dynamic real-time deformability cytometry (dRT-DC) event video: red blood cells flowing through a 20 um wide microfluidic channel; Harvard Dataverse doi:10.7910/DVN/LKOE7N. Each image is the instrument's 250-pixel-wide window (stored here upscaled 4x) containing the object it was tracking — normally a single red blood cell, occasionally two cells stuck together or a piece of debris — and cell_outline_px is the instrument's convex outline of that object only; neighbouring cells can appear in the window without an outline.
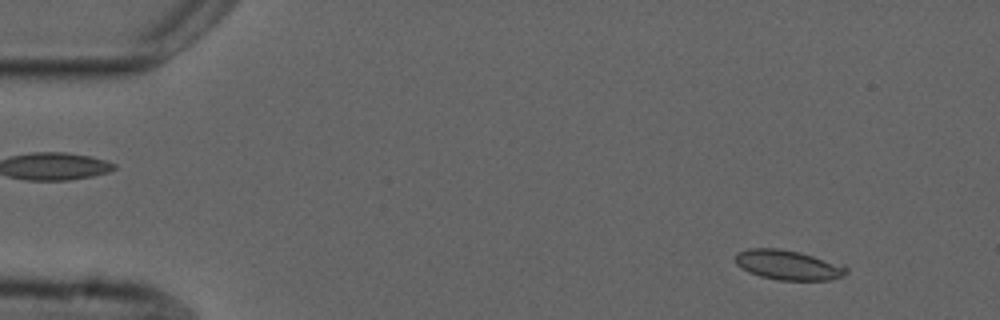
{"species": "common noctule bat (a hibernating species)", "species_latin": "Nyctalus noctula", "temperature_condition": "cold", "stored_images_in_passage": 10, "camera_frame_rate_fps": 3000, "um_per_image_px": 0.085, "animal": {"sex": "male", "forearm_length_mm": 52.5}, "frame": {"image": 1, "passage_image": 6, "time_ms": 1.667, "image_size_px": [1000, 320], "cell_outline_px": [[848, 272], [844, 276], [832, 280], [776, 280], [760, 276], [748, 272], [736, 264], [736, 252], [748, 248], [780, 248], [800, 252], [844, 264], [848, 268]], "centroid_in_image_um": [67.03, 22.52], "position_along_channel_um": 18.0, "area_um2": 19.59}}